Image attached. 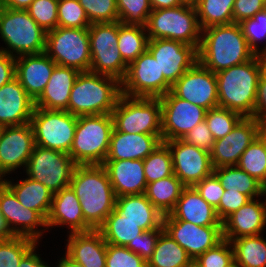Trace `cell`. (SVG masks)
Here are the masks:
<instances>
[{
	"instance_id": "1",
	"label": "cell",
	"mask_w": 266,
	"mask_h": 267,
	"mask_svg": "<svg viewBox=\"0 0 266 267\" xmlns=\"http://www.w3.org/2000/svg\"><path fill=\"white\" fill-rule=\"evenodd\" d=\"M69 186L79 199L85 222L98 230L116 202L106 169L102 164L76 165Z\"/></svg>"
},
{
	"instance_id": "2",
	"label": "cell",
	"mask_w": 266,
	"mask_h": 267,
	"mask_svg": "<svg viewBox=\"0 0 266 267\" xmlns=\"http://www.w3.org/2000/svg\"><path fill=\"white\" fill-rule=\"evenodd\" d=\"M198 61L213 73L253 59L240 24L214 25L202 29Z\"/></svg>"
},
{
	"instance_id": "3",
	"label": "cell",
	"mask_w": 266,
	"mask_h": 267,
	"mask_svg": "<svg viewBox=\"0 0 266 267\" xmlns=\"http://www.w3.org/2000/svg\"><path fill=\"white\" fill-rule=\"evenodd\" d=\"M263 71L260 55L216 74L219 107L253 117L258 80Z\"/></svg>"
},
{
	"instance_id": "4",
	"label": "cell",
	"mask_w": 266,
	"mask_h": 267,
	"mask_svg": "<svg viewBox=\"0 0 266 267\" xmlns=\"http://www.w3.org/2000/svg\"><path fill=\"white\" fill-rule=\"evenodd\" d=\"M121 95V82L116 78L80 72L70 92L68 112L77 117L111 114Z\"/></svg>"
},
{
	"instance_id": "5",
	"label": "cell",
	"mask_w": 266,
	"mask_h": 267,
	"mask_svg": "<svg viewBox=\"0 0 266 267\" xmlns=\"http://www.w3.org/2000/svg\"><path fill=\"white\" fill-rule=\"evenodd\" d=\"M149 39H171L193 46L197 51L202 29L193 3L152 10L145 26Z\"/></svg>"
},
{
	"instance_id": "6",
	"label": "cell",
	"mask_w": 266,
	"mask_h": 267,
	"mask_svg": "<svg viewBox=\"0 0 266 267\" xmlns=\"http://www.w3.org/2000/svg\"><path fill=\"white\" fill-rule=\"evenodd\" d=\"M46 34L26 10L0 6V38L7 46L0 52L15 58L45 52Z\"/></svg>"
},
{
	"instance_id": "7",
	"label": "cell",
	"mask_w": 266,
	"mask_h": 267,
	"mask_svg": "<svg viewBox=\"0 0 266 267\" xmlns=\"http://www.w3.org/2000/svg\"><path fill=\"white\" fill-rule=\"evenodd\" d=\"M112 130L111 114L78 116L69 155L77 165L103 164Z\"/></svg>"
},
{
	"instance_id": "8",
	"label": "cell",
	"mask_w": 266,
	"mask_h": 267,
	"mask_svg": "<svg viewBox=\"0 0 266 267\" xmlns=\"http://www.w3.org/2000/svg\"><path fill=\"white\" fill-rule=\"evenodd\" d=\"M111 116L116 131L162 135L160 98L128 97L122 94Z\"/></svg>"
},
{
	"instance_id": "9",
	"label": "cell",
	"mask_w": 266,
	"mask_h": 267,
	"mask_svg": "<svg viewBox=\"0 0 266 267\" xmlns=\"http://www.w3.org/2000/svg\"><path fill=\"white\" fill-rule=\"evenodd\" d=\"M118 31L119 21L93 23L89 26L90 71L114 77L121 82L126 75L128 65L117 47Z\"/></svg>"
},
{
	"instance_id": "10",
	"label": "cell",
	"mask_w": 266,
	"mask_h": 267,
	"mask_svg": "<svg viewBox=\"0 0 266 267\" xmlns=\"http://www.w3.org/2000/svg\"><path fill=\"white\" fill-rule=\"evenodd\" d=\"M45 53L59 66L72 67L80 72L90 71L88 28L58 26L47 32Z\"/></svg>"
},
{
	"instance_id": "11",
	"label": "cell",
	"mask_w": 266,
	"mask_h": 267,
	"mask_svg": "<svg viewBox=\"0 0 266 267\" xmlns=\"http://www.w3.org/2000/svg\"><path fill=\"white\" fill-rule=\"evenodd\" d=\"M76 123L77 116L68 111L35 107L30 120L35 145L69 154Z\"/></svg>"
},
{
	"instance_id": "12",
	"label": "cell",
	"mask_w": 266,
	"mask_h": 267,
	"mask_svg": "<svg viewBox=\"0 0 266 267\" xmlns=\"http://www.w3.org/2000/svg\"><path fill=\"white\" fill-rule=\"evenodd\" d=\"M76 165L67 153L35 145L24 171L55 194L69 186Z\"/></svg>"
},
{
	"instance_id": "13",
	"label": "cell",
	"mask_w": 266,
	"mask_h": 267,
	"mask_svg": "<svg viewBox=\"0 0 266 267\" xmlns=\"http://www.w3.org/2000/svg\"><path fill=\"white\" fill-rule=\"evenodd\" d=\"M171 88L148 50L128 65L121 81L122 94L128 97L160 98Z\"/></svg>"
},
{
	"instance_id": "14",
	"label": "cell",
	"mask_w": 266,
	"mask_h": 267,
	"mask_svg": "<svg viewBox=\"0 0 266 267\" xmlns=\"http://www.w3.org/2000/svg\"><path fill=\"white\" fill-rule=\"evenodd\" d=\"M162 142L182 139L205 120L206 109L178 98L171 90L160 97Z\"/></svg>"
},
{
	"instance_id": "15",
	"label": "cell",
	"mask_w": 266,
	"mask_h": 267,
	"mask_svg": "<svg viewBox=\"0 0 266 267\" xmlns=\"http://www.w3.org/2000/svg\"><path fill=\"white\" fill-rule=\"evenodd\" d=\"M266 127L253 117H243L226 136L215 140L210 151L214 168L237 165L242 153Z\"/></svg>"
},
{
	"instance_id": "16",
	"label": "cell",
	"mask_w": 266,
	"mask_h": 267,
	"mask_svg": "<svg viewBox=\"0 0 266 267\" xmlns=\"http://www.w3.org/2000/svg\"><path fill=\"white\" fill-rule=\"evenodd\" d=\"M172 154L174 175L186 186L197 182L214 172L210 152L198 148L182 139L164 141Z\"/></svg>"
},
{
	"instance_id": "17",
	"label": "cell",
	"mask_w": 266,
	"mask_h": 267,
	"mask_svg": "<svg viewBox=\"0 0 266 267\" xmlns=\"http://www.w3.org/2000/svg\"><path fill=\"white\" fill-rule=\"evenodd\" d=\"M171 91L206 110L219 106L216 74L199 61L172 85Z\"/></svg>"
},
{
	"instance_id": "18",
	"label": "cell",
	"mask_w": 266,
	"mask_h": 267,
	"mask_svg": "<svg viewBox=\"0 0 266 267\" xmlns=\"http://www.w3.org/2000/svg\"><path fill=\"white\" fill-rule=\"evenodd\" d=\"M147 50L160 67V74L172 86L197 61V50L171 39H149Z\"/></svg>"
},
{
	"instance_id": "19",
	"label": "cell",
	"mask_w": 266,
	"mask_h": 267,
	"mask_svg": "<svg viewBox=\"0 0 266 267\" xmlns=\"http://www.w3.org/2000/svg\"><path fill=\"white\" fill-rule=\"evenodd\" d=\"M0 212L14 236L27 237L40 242L42 234L45 233L43 231L47 229L46 220L37 211L21 204L5 183L0 186Z\"/></svg>"
},
{
	"instance_id": "20",
	"label": "cell",
	"mask_w": 266,
	"mask_h": 267,
	"mask_svg": "<svg viewBox=\"0 0 266 267\" xmlns=\"http://www.w3.org/2000/svg\"><path fill=\"white\" fill-rule=\"evenodd\" d=\"M34 146L30 123L3 127L0 134V173L5 177L20 167L25 170Z\"/></svg>"
},
{
	"instance_id": "21",
	"label": "cell",
	"mask_w": 266,
	"mask_h": 267,
	"mask_svg": "<svg viewBox=\"0 0 266 267\" xmlns=\"http://www.w3.org/2000/svg\"><path fill=\"white\" fill-rule=\"evenodd\" d=\"M163 228L192 259L223 240L222 226H197L182 220H163Z\"/></svg>"
},
{
	"instance_id": "22",
	"label": "cell",
	"mask_w": 266,
	"mask_h": 267,
	"mask_svg": "<svg viewBox=\"0 0 266 267\" xmlns=\"http://www.w3.org/2000/svg\"><path fill=\"white\" fill-rule=\"evenodd\" d=\"M250 199L223 222V239L232 241L240 237L262 234L266 229V199Z\"/></svg>"
},
{
	"instance_id": "23",
	"label": "cell",
	"mask_w": 266,
	"mask_h": 267,
	"mask_svg": "<svg viewBox=\"0 0 266 267\" xmlns=\"http://www.w3.org/2000/svg\"><path fill=\"white\" fill-rule=\"evenodd\" d=\"M57 64L45 53L19 56L15 59V77L36 101L43 93Z\"/></svg>"
},
{
	"instance_id": "24",
	"label": "cell",
	"mask_w": 266,
	"mask_h": 267,
	"mask_svg": "<svg viewBox=\"0 0 266 267\" xmlns=\"http://www.w3.org/2000/svg\"><path fill=\"white\" fill-rule=\"evenodd\" d=\"M35 101L15 77L0 87V124L18 126L30 123Z\"/></svg>"
},
{
	"instance_id": "25",
	"label": "cell",
	"mask_w": 266,
	"mask_h": 267,
	"mask_svg": "<svg viewBox=\"0 0 266 267\" xmlns=\"http://www.w3.org/2000/svg\"><path fill=\"white\" fill-rule=\"evenodd\" d=\"M47 229L65 226L68 233L88 232L93 230L84 220L81 205L76 193L70 186L53 195L52 206L46 220ZM61 225V226H60Z\"/></svg>"
},
{
	"instance_id": "26",
	"label": "cell",
	"mask_w": 266,
	"mask_h": 267,
	"mask_svg": "<svg viewBox=\"0 0 266 267\" xmlns=\"http://www.w3.org/2000/svg\"><path fill=\"white\" fill-rule=\"evenodd\" d=\"M163 220H182L197 226H222L216 209L208 204L193 187L182 190L174 209Z\"/></svg>"
},
{
	"instance_id": "27",
	"label": "cell",
	"mask_w": 266,
	"mask_h": 267,
	"mask_svg": "<svg viewBox=\"0 0 266 267\" xmlns=\"http://www.w3.org/2000/svg\"><path fill=\"white\" fill-rule=\"evenodd\" d=\"M107 171L116 197L145 194L147 182L143 160H105Z\"/></svg>"
},
{
	"instance_id": "28",
	"label": "cell",
	"mask_w": 266,
	"mask_h": 267,
	"mask_svg": "<svg viewBox=\"0 0 266 267\" xmlns=\"http://www.w3.org/2000/svg\"><path fill=\"white\" fill-rule=\"evenodd\" d=\"M65 254L83 267H106V248L99 230L67 234Z\"/></svg>"
},
{
	"instance_id": "29",
	"label": "cell",
	"mask_w": 266,
	"mask_h": 267,
	"mask_svg": "<svg viewBox=\"0 0 266 267\" xmlns=\"http://www.w3.org/2000/svg\"><path fill=\"white\" fill-rule=\"evenodd\" d=\"M162 143V135L112 130L110 146L105 160H144Z\"/></svg>"
},
{
	"instance_id": "30",
	"label": "cell",
	"mask_w": 266,
	"mask_h": 267,
	"mask_svg": "<svg viewBox=\"0 0 266 267\" xmlns=\"http://www.w3.org/2000/svg\"><path fill=\"white\" fill-rule=\"evenodd\" d=\"M79 73L75 68L56 65L43 93L35 101V107L68 111L70 92Z\"/></svg>"
},
{
	"instance_id": "31",
	"label": "cell",
	"mask_w": 266,
	"mask_h": 267,
	"mask_svg": "<svg viewBox=\"0 0 266 267\" xmlns=\"http://www.w3.org/2000/svg\"><path fill=\"white\" fill-rule=\"evenodd\" d=\"M115 209L126 219L146 230L164 229L162 214L145 194L124 195L116 197Z\"/></svg>"
},
{
	"instance_id": "32",
	"label": "cell",
	"mask_w": 266,
	"mask_h": 267,
	"mask_svg": "<svg viewBox=\"0 0 266 267\" xmlns=\"http://www.w3.org/2000/svg\"><path fill=\"white\" fill-rule=\"evenodd\" d=\"M4 183L13 191L18 201L25 207L37 211L45 220L51 210L54 193L42 183L26 177L14 183L4 179Z\"/></svg>"
},
{
	"instance_id": "33",
	"label": "cell",
	"mask_w": 266,
	"mask_h": 267,
	"mask_svg": "<svg viewBox=\"0 0 266 267\" xmlns=\"http://www.w3.org/2000/svg\"><path fill=\"white\" fill-rule=\"evenodd\" d=\"M213 173L225 190L239 191L249 199L266 197V188L237 165L217 167Z\"/></svg>"
},
{
	"instance_id": "34",
	"label": "cell",
	"mask_w": 266,
	"mask_h": 267,
	"mask_svg": "<svg viewBox=\"0 0 266 267\" xmlns=\"http://www.w3.org/2000/svg\"><path fill=\"white\" fill-rule=\"evenodd\" d=\"M186 186L173 174L147 184L146 197L162 214H169L175 207Z\"/></svg>"
},
{
	"instance_id": "35",
	"label": "cell",
	"mask_w": 266,
	"mask_h": 267,
	"mask_svg": "<svg viewBox=\"0 0 266 267\" xmlns=\"http://www.w3.org/2000/svg\"><path fill=\"white\" fill-rule=\"evenodd\" d=\"M98 230L107 244L124 247L133 243L137 236L144 232L138 224L126 219L116 209L107 216Z\"/></svg>"
},
{
	"instance_id": "36",
	"label": "cell",
	"mask_w": 266,
	"mask_h": 267,
	"mask_svg": "<svg viewBox=\"0 0 266 267\" xmlns=\"http://www.w3.org/2000/svg\"><path fill=\"white\" fill-rule=\"evenodd\" d=\"M191 260L186 250L163 231L147 267H185Z\"/></svg>"
},
{
	"instance_id": "37",
	"label": "cell",
	"mask_w": 266,
	"mask_h": 267,
	"mask_svg": "<svg viewBox=\"0 0 266 267\" xmlns=\"http://www.w3.org/2000/svg\"><path fill=\"white\" fill-rule=\"evenodd\" d=\"M235 264L239 267H266V238L261 234L231 241Z\"/></svg>"
},
{
	"instance_id": "38",
	"label": "cell",
	"mask_w": 266,
	"mask_h": 267,
	"mask_svg": "<svg viewBox=\"0 0 266 267\" xmlns=\"http://www.w3.org/2000/svg\"><path fill=\"white\" fill-rule=\"evenodd\" d=\"M148 34L140 25H125L119 21L118 49L124 62L129 65L147 50Z\"/></svg>"
},
{
	"instance_id": "39",
	"label": "cell",
	"mask_w": 266,
	"mask_h": 267,
	"mask_svg": "<svg viewBox=\"0 0 266 267\" xmlns=\"http://www.w3.org/2000/svg\"><path fill=\"white\" fill-rule=\"evenodd\" d=\"M237 166L266 188V129L242 153Z\"/></svg>"
},
{
	"instance_id": "40",
	"label": "cell",
	"mask_w": 266,
	"mask_h": 267,
	"mask_svg": "<svg viewBox=\"0 0 266 267\" xmlns=\"http://www.w3.org/2000/svg\"><path fill=\"white\" fill-rule=\"evenodd\" d=\"M234 2L235 0H195L193 4L201 29L233 23Z\"/></svg>"
},
{
	"instance_id": "41",
	"label": "cell",
	"mask_w": 266,
	"mask_h": 267,
	"mask_svg": "<svg viewBox=\"0 0 266 267\" xmlns=\"http://www.w3.org/2000/svg\"><path fill=\"white\" fill-rule=\"evenodd\" d=\"M143 164L147 184L174 174L172 154L164 142L143 160Z\"/></svg>"
},
{
	"instance_id": "42",
	"label": "cell",
	"mask_w": 266,
	"mask_h": 267,
	"mask_svg": "<svg viewBox=\"0 0 266 267\" xmlns=\"http://www.w3.org/2000/svg\"><path fill=\"white\" fill-rule=\"evenodd\" d=\"M39 243L22 236L0 239V267H19L21 259Z\"/></svg>"
},
{
	"instance_id": "43",
	"label": "cell",
	"mask_w": 266,
	"mask_h": 267,
	"mask_svg": "<svg viewBox=\"0 0 266 267\" xmlns=\"http://www.w3.org/2000/svg\"><path fill=\"white\" fill-rule=\"evenodd\" d=\"M242 118L240 113L219 106L207 110L205 114V121L215 140L230 133Z\"/></svg>"
},
{
	"instance_id": "44",
	"label": "cell",
	"mask_w": 266,
	"mask_h": 267,
	"mask_svg": "<svg viewBox=\"0 0 266 267\" xmlns=\"http://www.w3.org/2000/svg\"><path fill=\"white\" fill-rule=\"evenodd\" d=\"M118 21L125 25L145 27L152 12L150 0H116Z\"/></svg>"
},
{
	"instance_id": "45",
	"label": "cell",
	"mask_w": 266,
	"mask_h": 267,
	"mask_svg": "<svg viewBox=\"0 0 266 267\" xmlns=\"http://www.w3.org/2000/svg\"><path fill=\"white\" fill-rule=\"evenodd\" d=\"M239 24L243 31V35L247 40L248 46L255 55H260L264 52L266 50V42H264L262 49L259 48L260 46L258 43L261 40L266 41V10L263 9L262 11L257 12L252 18L243 20Z\"/></svg>"
},
{
	"instance_id": "46",
	"label": "cell",
	"mask_w": 266,
	"mask_h": 267,
	"mask_svg": "<svg viewBox=\"0 0 266 267\" xmlns=\"http://www.w3.org/2000/svg\"><path fill=\"white\" fill-rule=\"evenodd\" d=\"M58 3L59 0H34L26 11L45 32H49L58 27Z\"/></svg>"
},
{
	"instance_id": "47",
	"label": "cell",
	"mask_w": 266,
	"mask_h": 267,
	"mask_svg": "<svg viewBox=\"0 0 266 267\" xmlns=\"http://www.w3.org/2000/svg\"><path fill=\"white\" fill-rule=\"evenodd\" d=\"M91 23L78 0H59L58 26L65 28H89Z\"/></svg>"
},
{
	"instance_id": "48",
	"label": "cell",
	"mask_w": 266,
	"mask_h": 267,
	"mask_svg": "<svg viewBox=\"0 0 266 267\" xmlns=\"http://www.w3.org/2000/svg\"><path fill=\"white\" fill-rule=\"evenodd\" d=\"M84 8L88 20L93 23H112L118 21L116 0H78Z\"/></svg>"
},
{
	"instance_id": "49",
	"label": "cell",
	"mask_w": 266,
	"mask_h": 267,
	"mask_svg": "<svg viewBox=\"0 0 266 267\" xmlns=\"http://www.w3.org/2000/svg\"><path fill=\"white\" fill-rule=\"evenodd\" d=\"M195 260L201 267H231L235 264L232 243L223 239L214 248L199 255Z\"/></svg>"
},
{
	"instance_id": "50",
	"label": "cell",
	"mask_w": 266,
	"mask_h": 267,
	"mask_svg": "<svg viewBox=\"0 0 266 267\" xmlns=\"http://www.w3.org/2000/svg\"><path fill=\"white\" fill-rule=\"evenodd\" d=\"M106 267H147V262L127 247L107 244Z\"/></svg>"
},
{
	"instance_id": "51",
	"label": "cell",
	"mask_w": 266,
	"mask_h": 267,
	"mask_svg": "<svg viewBox=\"0 0 266 267\" xmlns=\"http://www.w3.org/2000/svg\"><path fill=\"white\" fill-rule=\"evenodd\" d=\"M163 231L164 229L146 230L138 235L133 243H128L126 247L148 262L153 255L158 238Z\"/></svg>"
},
{
	"instance_id": "52",
	"label": "cell",
	"mask_w": 266,
	"mask_h": 267,
	"mask_svg": "<svg viewBox=\"0 0 266 267\" xmlns=\"http://www.w3.org/2000/svg\"><path fill=\"white\" fill-rule=\"evenodd\" d=\"M193 187L200 196L214 208L219 205L220 199L225 192L221 182L214 173L204 178L202 181L197 182Z\"/></svg>"
},
{
	"instance_id": "53",
	"label": "cell",
	"mask_w": 266,
	"mask_h": 267,
	"mask_svg": "<svg viewBox=\"0 0 266 267\" xmlns=\"http://www.w3.org/2000/svg\"><path fill=\"white\" fill-rule=\"evenodd\" d=\"M250 199L239 191L225 190L219 205L215 208L217 216L223 222L230 214L245 205Z\"/></svg>"
},
{
	"instance_id": "54",
	"label": "cell",
	"mask_w": 266,
	"mask_h": 267,
	"mask_svg": "<svg viewBox=\"0 0 266 267\" xmlns=\"http://www.w3.org/2000/svg\"><path fill=\"white\" fill-rule=\"evenodd\" d=\"M182 140L209 152L215 142L205 120L186 133Z\"/></svg>"
},
{
	"instance_id": "55",
	"label": "cell",
	"mask_w": 266,
	"mask_h": 267,
	"mask_svg": "<svg viewBox=\"0 0 266 267\" xmlns=\"http://www.w3.org/2000/svg\"><path fill=\"white\" fill-rule=\"evenodd\" d=\"M263 0H235L233 5V22L241 23L252 18L257 12L265 9Z\"/></svg>"
},
{
	"instance_id": "56",
	"label": "cell",
	"mask_w": 266,
	"mask_h": 267,
	"mask_svg": "<svg viewBox=\"0 0 266 267\" xmlns=\"http://www.w3.org/2000/svg\"><path fill=\"white\" fill-rule=\"evenodd\" d=\"M253 118L266 127V72L264 70L258 80Z\"/></svg>"
},
{
	"instance_id": "57",
	"label": "cell",
	"mask_w": 266,
	"mask_h": 267,
	"mask_svg": "<svg viewBox=\"0 0 266 267\" xmlns=\"http://www.w3.org/2000/svg\"><path fill=\"white\" fill-rule=\"evenodd\" d=\"M15 57L0 52V87L15 78Z\"/></svg>"
},
{
	"instance_id": "58",
	"label": "cell",
	"mask_w": 266,
	"mask_h": 267,
	"mask_svg": "<svg viewBox=\"0 0 266 267\" xmlns=\"http://www.w3.org/2000/svg\"><path fill=\"white\" fill-rule=\"evenodd\" d=\"M37 245L34 246L20 261L19 267H51L40 255L36 253ZM36 248V249H35Z\"/></svg>"
},
{
	"instance_id": "59",
	"label": "cell",
	"mask_w": 266,
	"mask_h": 267,
	"mask_svg": "<svg viewBox=\"0 0 266 267\" xmlns=\"http://www.w3.org/2000/svg\"><path fill=\"white\" fill-rule=\"evenodd\" d=\"M34 0H0V6L14 10H26Z\"/></svg>"
},
{
	"instance_id": "60",
	"label": "cell",
	"mask_w": 266,
	"mask_h": 267,
	"mask_svg": "<svg viewBox=\"0 0 266 267\" xmlns=\"http://www.w3.org/2000/svg\"><path fill=\"white\" fill-rule=\"evenodd\" d=\"M152 10L179 7L185 2L183 0H150Z\"/></svg>"
},
{
	"instance_id": "61",
	"label": "cell",
	"mask_w": 266,
	"mask_h": 267,
	"mask_svg": "<svg viewBox=\"0 0 266 267\" xmlns=\"http://www.w3.org/2000/svg\"><path fill=\"white\" fill-rule=\"evenodd\" d=\"M14 237L13 233L10 231L5 218L0 212V239H9Z\"/></svg>"
},
{
	"instance_id": "62",
	"label": "cell",
	"mask_w": 266,
	"mask_h": 267,
	"mask_svg": "<svg viewBox=\"0 0 266 267\" xmlns=\"http://www.w3.org/2000/svg\"><path fill=\"white\" fill-rule=\"evenodd\" d=\"M57 266L55 267H83L81 264L73 261L70 257H68L66 254L63 255L61 259H59Z\"/></svg>"
},
{
	"instance_id": "63",
	"label": "cell",
	"mask_w": 266,
	"mask_h": 267,
	"mask_svg": "<svg viewBox=\"0 0 266 267\" xmlns=\"http://www.w3.org/2000/svg\"><path fill=\"white\" fill-rule=\"evenodd\" d=\"M260 58L263 64V70L266 72V50L260 54Z\"/></svg>"
},
{
	"instance_id": "64",
	"label": "cell",
	"mask_w": 266,
	"mask_h": 267,
	"mask_svg": "<svg viewBox=\"0 0 266 267\" xmlns=\"http://www.w3.org/2000/svg\"><path fill=\"white\" fill-rule=\"evenodd\" d=\"M185 267H201L195 259H192Z\"/></svg>"
},
{
	"instance_id": "65",
	"label": "cell",
	"mask_w": 266,
	"mask_h": 267,
	"mask_svg": "<svg viewBox=\"0 0 266 267\" xmlns=\"http://www.w3.org/2000/svg\"><path fill=\"white\" fill-rule=\"evenodd\" d=\"M4 176L0 173V186L4 183Z\"/></svg>"
},
{
	"instance_id": "66",
	"label": "cell",
	"mask_w": 266,
	"mask_h": 267,
	"mask_svg": "<svg viewBox=\"0 0 266 267\" xmlns=\"http://www.w3.org/2000/svg\"><path fill=\"white\" fill-rule=\"evenodd\" d=\"M184 2L194 3L195 0H183Z\"/></svg>"
},
{
	"instance_id": "67",
	"label": "cell",
	"mask_w": 266,
	"mask_h": 267,
	"mask_svg": "<svg viewBox=\"0 0 266 267\" xmlns=\"http://www.w3.org/2000/svg\"><path fill=\"white\" fill-rule=\"evenodd\" d=\"M3 126L0 124V134L2 132Z\"/></svg>"
},
{
	"instance_id": "68",
	"label": "cell",
	"mask_w": 266,
	"mask_h": 267,
	"mask_svg": "<svg viewBox=\"0 0 266 267\" xmlns=\"http://www.w3.org/2000/svg\"><path fill=\"white\" fill-rule=\"evenodd\" d=\"M231 267H239L238 265H236V264H234V265H232Z\"/></svg>"
}]
</instances>
